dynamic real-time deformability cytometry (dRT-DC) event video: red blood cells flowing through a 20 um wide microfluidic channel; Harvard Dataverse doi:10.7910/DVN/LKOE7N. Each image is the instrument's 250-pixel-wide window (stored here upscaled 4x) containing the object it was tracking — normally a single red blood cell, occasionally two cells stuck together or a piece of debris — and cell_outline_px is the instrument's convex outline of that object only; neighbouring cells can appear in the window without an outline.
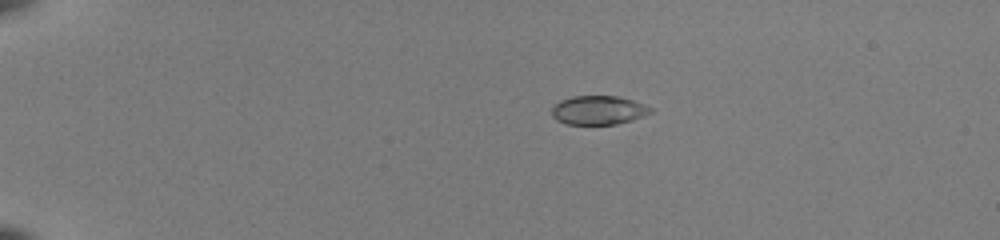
{"species": "common noctule bat (a hibernating species)", "species_latin": "Nyctalus noctula", "temperature_condition": "room temperature", "stored_images_in_passage": 42, "camera_frame_rate_fps": 3000, "um_per_image_px": 0.085, "animal": {"sex": "female", "body_mass_g": 22.0, "forearm_length_mm": 56.7}, "frame": {"image": 1, "passage_image": 1, "time_ms": 0.0, "image_size_px": [1000, 240], "cell_outline_px": [[652, 112], [644, 116], [632, 120], [616, 124], [568, 124], [556, 120], [552, 116], [552, 108], [560, 100], [572, 96], [616, 96], [632, 100], [652, 108]], "centroid_in_image_um": [50.85, 9.37], "position_along_channel_um": 34.1, "area_um2": 16.53}}
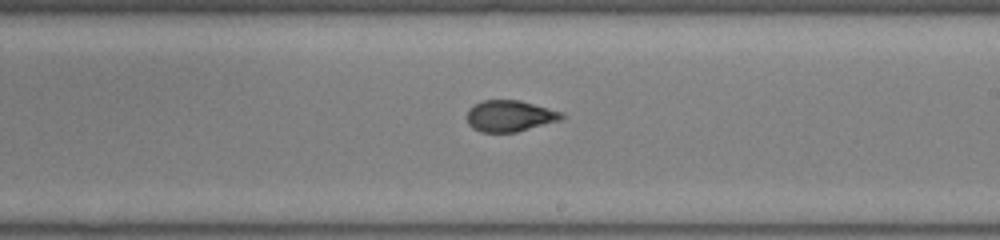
{"frame": {"image": 2, "passage_image": 23, "time_ms": 7.333, "image_size_px": [1000, 240], "cell_outline_px": [[568, 116], [560, 120], [516, 132], [480, 132], [472, 128], [468, 124], [464, 116], [468, 108], [484, 100], [520, 100], [564, 112]], "centroid_in_image_um": [43.32, 9.85], "position_along_channel_um": 245.7, "area_um2": 17.57}}
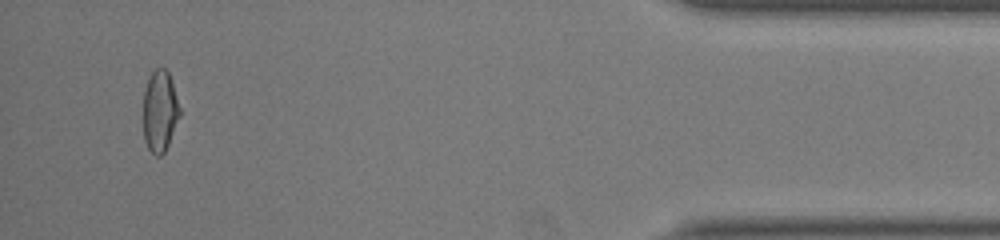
{"frame": {"image": 3, "passage_image": 40, "time_ms": 13.0, "image_size_px": [1000, 240], "cell_outline_px": [[180, 116], [168, 144], [164, 152], [160, 156], [156, 156], [148, 148], [144, 140], [144, 88], [148, 76], [156, 68], [164, 68], [168, 72], [180, 108]], "centroid_in_image_um": [13.58, 9.44], "position_along_channel_um": 421.6, "area_um2": 17.17}, "authors_computed_cell_mechanics": {"area_um2": 17.8024, "velocity_mm_per_s": 4.0151, "shape_relaxation_time_tau1_ms": 8.8165, "shape_relaxation_time_tau2_ms": 1.3941, "deformation_change_tau1": 0.2417, "deformation_change_tau2": 0.066}}